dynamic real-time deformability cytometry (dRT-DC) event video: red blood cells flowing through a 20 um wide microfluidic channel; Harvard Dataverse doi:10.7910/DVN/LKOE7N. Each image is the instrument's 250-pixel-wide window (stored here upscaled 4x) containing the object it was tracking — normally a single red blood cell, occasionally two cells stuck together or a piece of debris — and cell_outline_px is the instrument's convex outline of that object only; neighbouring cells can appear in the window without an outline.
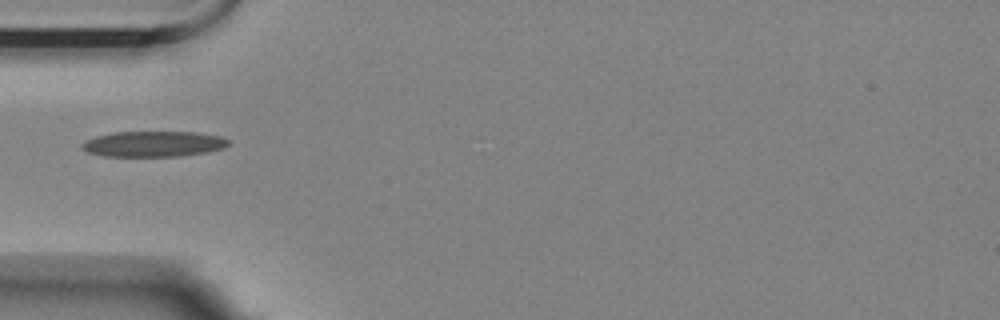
{"species": "Egyptian fruit bat (a non-hibernating species)", "species_latin": "Rousettus aegyptiacus", "temperature_condition": "room temperature", "stored_images_in_passage": 39, "camera_frame_rate_fps": 3000, "um_per_image_px": 0.085, "animal": {"sex": "female"}, "frame": {"image": 1, "passage_image": 1, "time_ms": 0.0, "image_size_px": [1000, 320], "cell_outline_px": [[228, 144], [224, 148], [208, 152], [180, 156], [104, 156], [88, 152], [80, 148], [80, 144], [84, 140], [96, 136], [112, 132], [196, 132], [220, 136], [228, 140]], "centroid_in_image_um": [13.01, 12.23], "position_along_channel_um": 72.0, "area_um2": 21.96}}
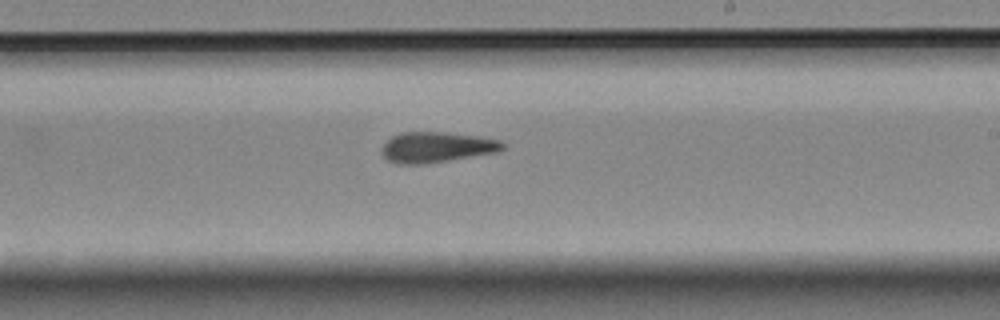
{"frame": {"image": 2, "passage_image": 16, "time_ms": 5.0, "image_size_px": [1000, 320], "cell_outline_px": [[504, 148], [496, 152], [424, 164], [400, 164], [388, 160], [380, 152], [380, 148], [392, 136], [400, 132], [448, 132], [480, 136], [500, 140], [504, 144]], "centroid_in_image_um": [37.09, 12.5], "position_along_channel_um": 251.9, "area_um2": 21.5}}
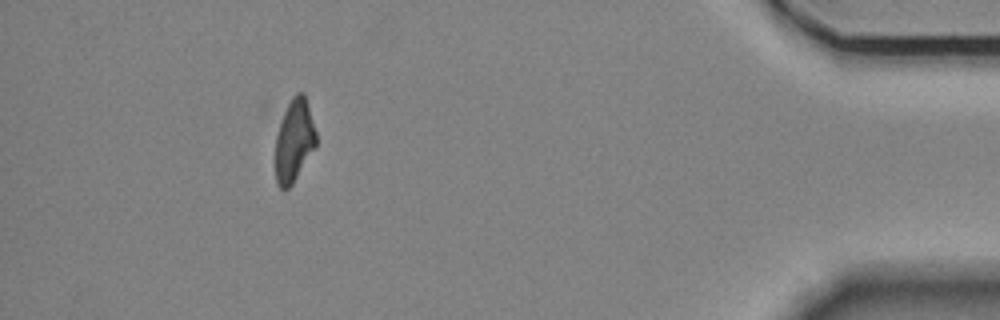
{"frame": {"image": 3, "passage_image": 34, "time_ms": 11.0, "image_size_px": [1000, 320], "cell_outline_px": [[316, 148], [292, 184], [284, 192], [276, 184], [276, 136], [284, 112], [292, 96], [296, 92], [304, 92], [316, 132]], "centroid_in_image_um": [25.01, 11.98], "position_along_channel_um": 410.2, "area_um2": 19.59}}